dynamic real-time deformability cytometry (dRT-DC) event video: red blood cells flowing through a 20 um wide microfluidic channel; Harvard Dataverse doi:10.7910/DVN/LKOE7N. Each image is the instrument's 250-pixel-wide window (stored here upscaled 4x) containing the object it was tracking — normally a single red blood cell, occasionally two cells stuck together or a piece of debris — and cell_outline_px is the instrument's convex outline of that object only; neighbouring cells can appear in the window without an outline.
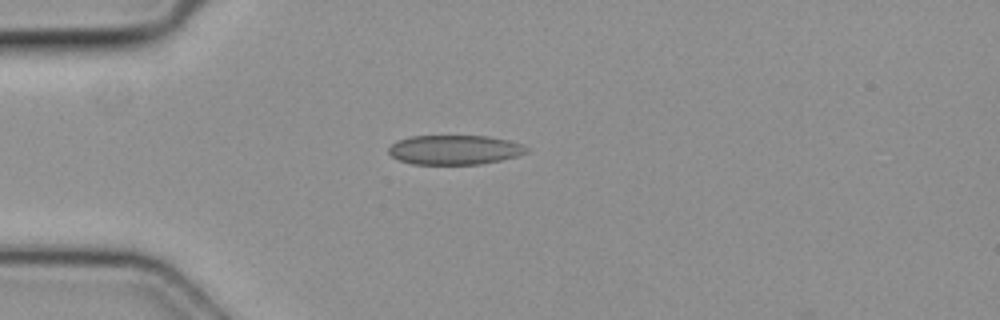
{"species": "common noctule bat (a hibernating species)", "species_latin": "Nyctalus noctula", "temperature_condition": "cold", "stored_images_in_passage": 2, "camera_frame_rate_fps": 3000, "um_per_image_px": 0.085, "animal": {"sex": "female", "body_mass_g": 19.3, "forearm_length_mm": 54.1}, "frame": {"image": 1, "passage_image": 2, "time_ms": 0.333, "image_size_px": [1000, 320], "cell_outline_px": [[528, 152], [516, 156], [500, 160], [480, 164], [412, 164], [400, 160], [392, 156], [388, 152], [388, 148], [392, 144], [400, 140], [412, 136], [488, 136], [508, 140], [520, 144], [528, 148]], "centroid_in_image_um": [38.64, 12.73], "position_along_channel_um": 46.4, "area_um2": 23.47}}